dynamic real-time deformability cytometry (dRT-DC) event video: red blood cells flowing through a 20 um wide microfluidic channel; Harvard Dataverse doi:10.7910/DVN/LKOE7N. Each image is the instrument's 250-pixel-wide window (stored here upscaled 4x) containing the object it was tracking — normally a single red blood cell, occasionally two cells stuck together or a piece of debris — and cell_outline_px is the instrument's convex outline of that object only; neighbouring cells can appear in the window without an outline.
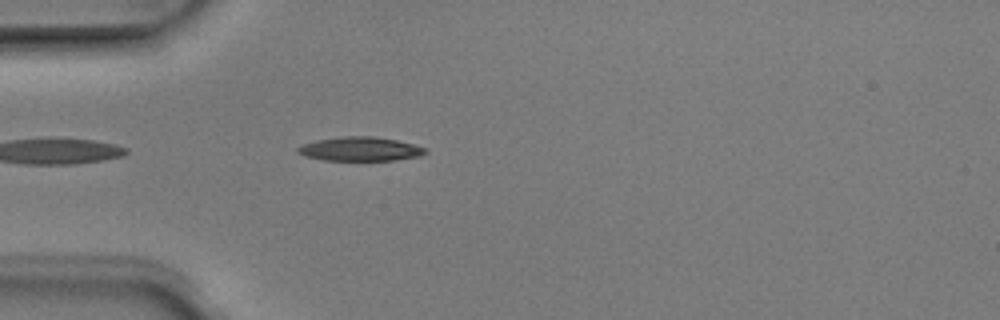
{"species": "Egyptian fruit bat (a non-hibernating species)", "species_latin": "Rousettus aegyptiacus", "temperature_condition": "room temperature", "stored_images_in_passage": 4, "camera_frame_rate_fps": 3000, "um_per_image_px": 0.085, "animal": {"sex": "male"}, "frame": {"image": 1, "passage_image": 4, "time_ms": 1.0, "image_size_px": [1000, 320], "cell_outline_px": [[428, 152], [420, 156], [396, 160], [324, 160], [304, 156], [296, 152], [296, 148], [304, 144], [316, 140], [340, 136], [376, 136], [396, 140], [428, 148]], "centroid_in_image_um": [30.62, 12.66], "position_along_channel_um": 54.4, "area_um2": 17.98}}